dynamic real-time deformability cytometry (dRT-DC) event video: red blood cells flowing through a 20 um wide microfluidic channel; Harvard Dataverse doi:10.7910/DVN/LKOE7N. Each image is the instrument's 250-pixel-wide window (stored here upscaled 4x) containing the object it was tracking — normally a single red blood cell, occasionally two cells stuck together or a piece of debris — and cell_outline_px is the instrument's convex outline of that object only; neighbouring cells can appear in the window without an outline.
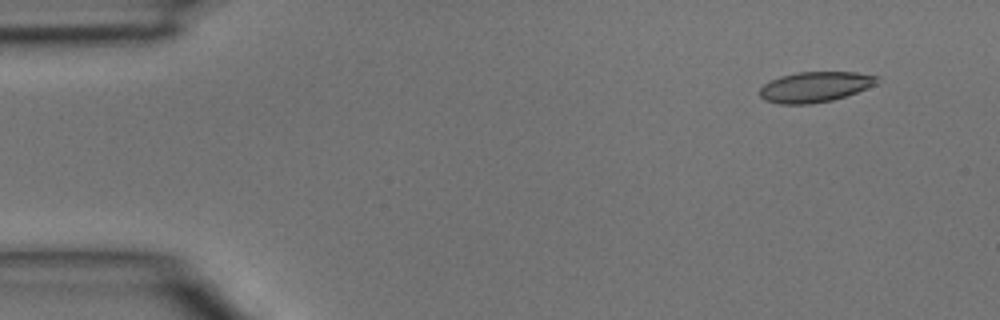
{"species": "common noctule bat (a hibernating species)", "species_latin": "Nyctalus noctula", "temperature_condition": "room temperature", "stored_images_in_passage": 5, "camera_frame_rate_fps": 3000, "um_per_image_px": 0.085, "animal": {"sex": "male", "body_mass_g": 15.6}, "frame": {"image": 1, "passage_image": 1, "time_ms": 0.0, "image_size_px": [1000, 320], "cell_outline_px": [[880, 76], [876, 84], [856, 92], [832, 100], [808, 104], [780, 104], [764, 100], [760, 96], [760, 88], [764, 84], [780, 76], [796, 72], [856, 72]], "centroid_in_image_um": [69.27, 7.38], "position_along_channel_um": 15.7, "area_um2": 20.69}}
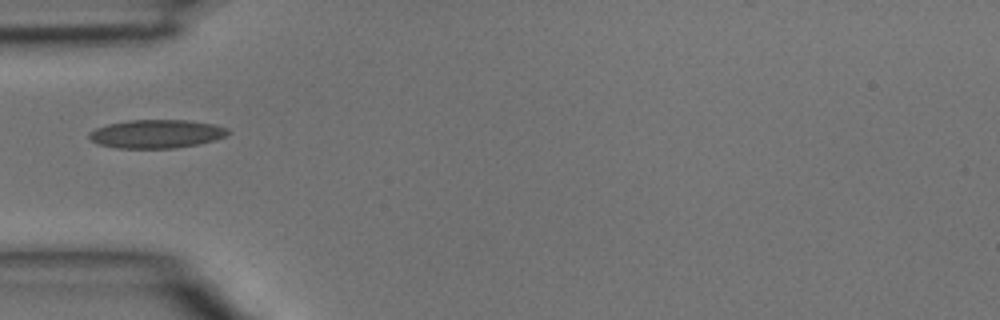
{"frame": {"image": 2, "passage_image": 4, "time_ms": 1.0, "image_size_px": [1000, 320], "cell_outline_px": [[232, 132], [228, 136], [216, 140], [196, 144], [172, 148], [116, 148], [100, 144], [92, 140], [88, 136], [88, 132], [96, 128], [108, 124], [128, 120], [188, 120], [212, 124], [228, 128]], "centroid_in_image_um": [13.33, 11.37], "position_along_channel_um": 71.7, "area_um2": 23.06}}